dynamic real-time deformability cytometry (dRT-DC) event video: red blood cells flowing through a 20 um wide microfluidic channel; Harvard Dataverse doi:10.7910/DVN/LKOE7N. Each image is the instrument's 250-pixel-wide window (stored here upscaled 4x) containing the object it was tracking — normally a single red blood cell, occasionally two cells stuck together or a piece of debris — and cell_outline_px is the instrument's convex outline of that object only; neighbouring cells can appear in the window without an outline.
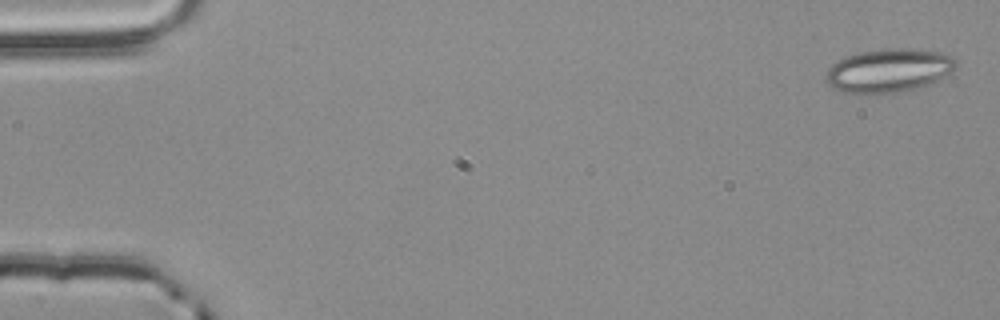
{"species": "common noctule bat (a hibernating species)", "species_latin": "Nyctalus noctula", "temperature_condition": "room temperature", "stored_images_in_passage": 5, "camera_frame_rate_fps": 3000, "um_per_image_px": 0.085, "animal": {"sex": "male", "body_mass_g": 20.4}, "frame": {"image": 1, "passage_image": 1, "time_ms": 0.0, "image_size_px": [1000, 320], "cell_outline_px": [[956, 68], [952, 72], [928, 84], [904, 92], [840, 92], [832, 88], [828, 84], [824, 76], [828, 68], [832, 64], [848, 56], [860, 52], [884, 48], [920, 48], [940, 52], [952, 56], [956, 60]], "centroid_in_image_um": [75.56, 5.97], "position_along_channel_um": 9.4, "area_um2": 33.0}}